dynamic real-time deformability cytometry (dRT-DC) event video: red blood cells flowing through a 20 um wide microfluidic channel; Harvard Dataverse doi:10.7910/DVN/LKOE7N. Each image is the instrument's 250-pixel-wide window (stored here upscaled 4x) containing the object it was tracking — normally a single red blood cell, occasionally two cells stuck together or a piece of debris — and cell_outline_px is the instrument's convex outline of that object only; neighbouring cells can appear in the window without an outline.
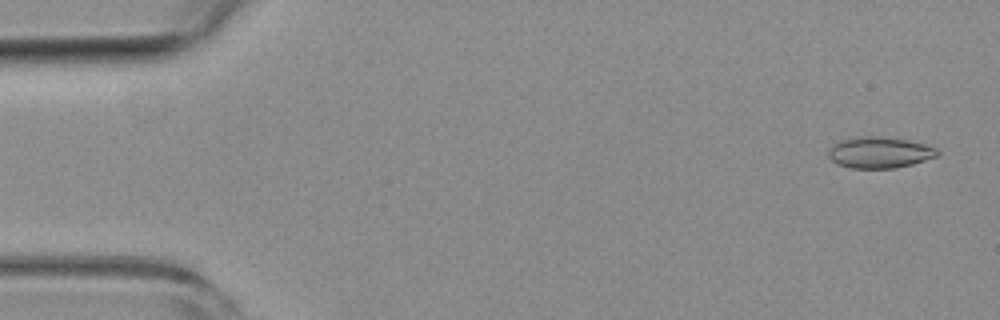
{"species": "common noctule bat (a hibernating species)", "species_latin": "Nyctalus noctula", "temperature_condition": "room temperature", "stored_images_in_passage": 31, "camera_frame_rate_fps": 3000, "um_per_image_px": 0.085, "animal": {"sex": "female", "body_mass_g": 19.3, "forearm_length_mm": 54.1}, "frame": {"image": 1, "passage_image": 2, "time_ms": 0.333, "image_size_px": [1000, 320], "cell_outline_px": [[940, 152], [936, 156], [912, 164], [896, 168], [852, 168], [836, 164], [828, 156], [828, 148], [840, 140], [860, 136], [880, 136], [908, 140], [924, 144], [936, 148]], "centroid_in_image_um": [74.73, 12.96], "position_along_channel_um": 10.3, "area_um2": 19.83}}
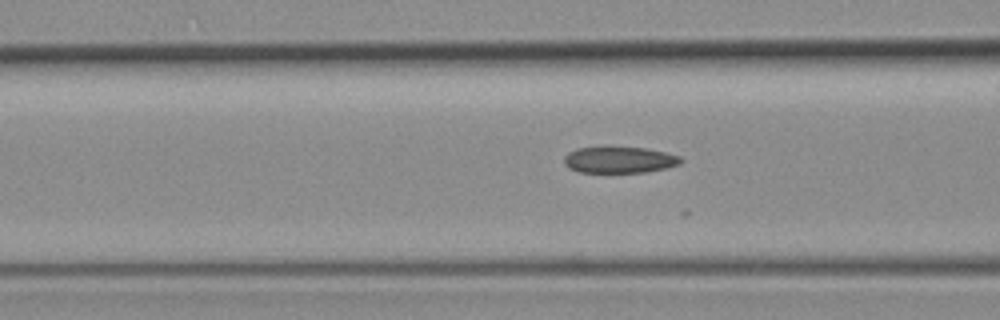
{"frame": {"image": 2, "passage_image": 20, "time_ms": 6.333, "image_size_px": [1000, 320], "cell_outline_px": [[684, 160], [680, 164], [668, 168], [644, 172], [580, 172], [568, 168], [564, 164], [564, 156], [568, 152], [576, 148], [604, 144], [608, 144], [648, 148], [668, 152], [680, 156]], "centroid_in_image_um": [52.64, 13.53], "position_along_channel_um": 114.0, "area_um2": 19.02}}
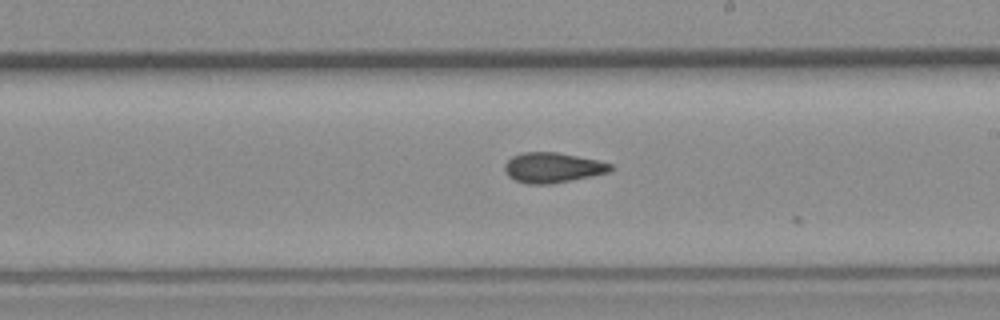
{"frame": {"image": 3, "passage_image": 30, "time_ms": 9.667, "image_size_px": [1000, 320], "cell_outline_px": [[612, 172], [552, 184], [528, 184], [516, 180], [508, 176], [504, 172], [504, 164], [512, 156], [524, 152], [556, 152], [596, 160], [612, 164]], "centroid_in_image_um": [46.96, 14.26], "position_along_channel_um": 242.0, "area_um2": 18.61}}